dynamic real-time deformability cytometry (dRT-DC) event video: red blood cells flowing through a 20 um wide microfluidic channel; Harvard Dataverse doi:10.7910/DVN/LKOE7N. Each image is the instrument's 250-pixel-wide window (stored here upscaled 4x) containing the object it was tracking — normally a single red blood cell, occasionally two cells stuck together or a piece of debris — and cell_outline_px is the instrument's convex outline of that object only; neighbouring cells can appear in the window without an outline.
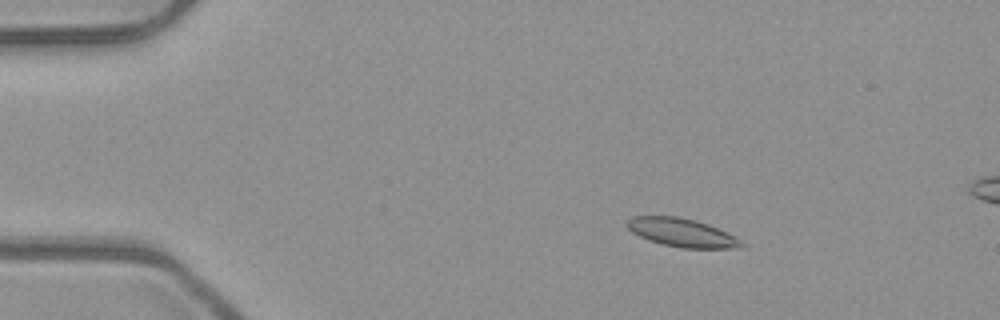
{"species": "common noctule bat (a hibernating species)", "species_latin": "Nyctalus noctula", "temperature_condition": "room temperature", "stored_images_in_passage": 4, "camera_frame_rate_fps": 3000, "um_per_image_px": 0.085, "animal": {"sex": "male", "body_mass_g": 23.1, "forearm_length_mm": 52.7}, "frame": {"image": 1, "passage_image": 2, "time_ms": 0.333, "image_size_px": [1000, 320], "cell_outline_px": [[744, 248], [680, 248], [660, 244], [648, 240], [632, 232], [624, 224], [624, 220], [632, 216], [676, 216], [696, 220], [708, 224], [740, 240], [744, 244]], "centroid_in_image_um": [57.88, 19.77], "position_along_channel_um": 27.1, "area_um2": 19.02}}